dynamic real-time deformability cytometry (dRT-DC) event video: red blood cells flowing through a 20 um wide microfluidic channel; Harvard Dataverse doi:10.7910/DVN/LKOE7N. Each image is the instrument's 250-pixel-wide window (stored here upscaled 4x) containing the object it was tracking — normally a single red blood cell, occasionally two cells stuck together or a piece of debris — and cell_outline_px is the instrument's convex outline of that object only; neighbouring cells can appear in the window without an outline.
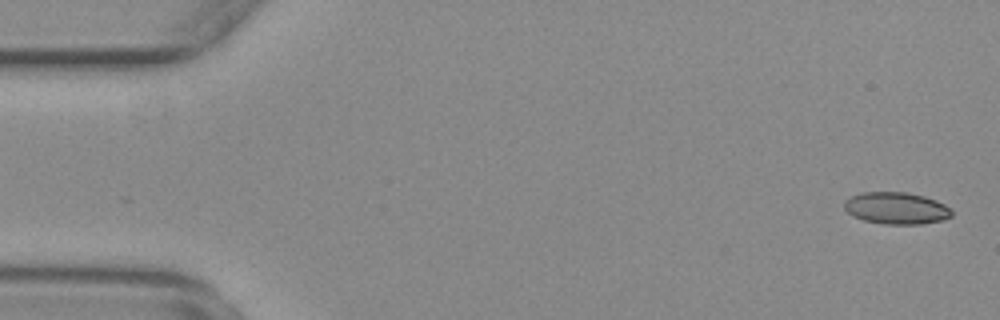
{"species": "common noctule bat (a hibernating species)", "species_latin": "Nyctalus noctula", "temperature_condition": "warm", "stored_images_in_passage": 55, "camera_frame_rate_fps": 3000, "um_per_image_px": 0.085, "animal": {"sex": "female", "body_mass_g": 29.2, "forearm_length_mm": 56.3}, "frame": {"image": 1, "passage_image": 2, "time_ms": 0.333, "image_size_px": [1000, 320], "cell_outline_px": [[952, 216], [944, 220], [920, 224], [884, 224], [864, 220], [852, 216], [844, 208], [844, 200], [860, 192], [908, 192], [924, 196], [936, 200], [944, 204], [952, 212]], "centroid_in_image_um": [76.17, 17.69], "position_along_channel_um": 8.8, "area_um2": 20.06}}
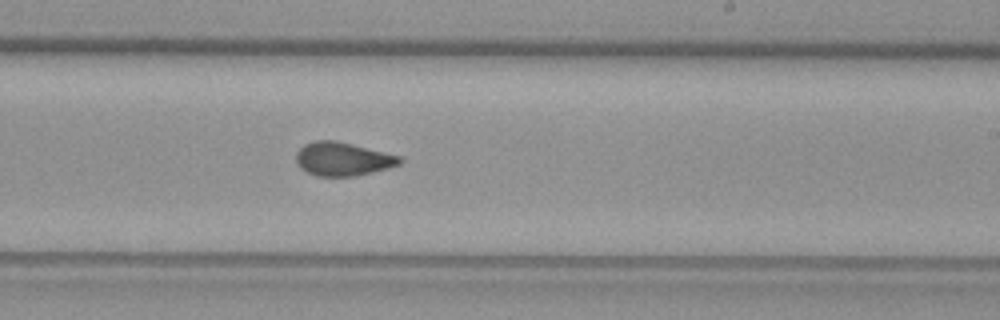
{"frame": {"image": 2, "passage_image": 33, "time_ms": 10.667, "image_size_px": [1000, 320], "cell_outline_px": [[404, 160], [400, 164], [388, 168], [372, 172], [352, 176], [316, 176], [300, 168], [296, 160], [296, 152], [304, 144], [316, 140], [336, 140], [400, 156]], "centroid_in_image_um": [29.12, 13.51], "position_along_channel_um": 259.9, "area_um2": 20.17}}
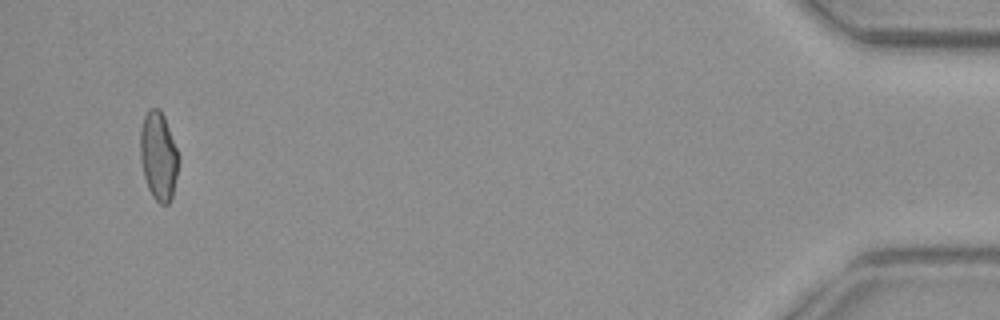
{"frame": {"image": 3, "passage_image": 53, "time_ms": 17.333, "image_size_px": [1000, 320], "cell_outline_px": [[180, 160], [172, 196], [168, 204], [160, 204], [152, 196], [148, 188], [144, 176], [140, 160], [140, 132], [144, 116], [148, 108], [160, 108], [164, 116], [180, 156]], "centroid_in_image_um": [13.48, 13.25], "position_along_channel_um": 421.7, "area_um2": 19.94}, "authors_computed_cell_mechanics": {"area_um2": 20.0566, "velocity_mm_per_s": 3.7534, "shape_relaxation_time_tau1_ms": null, "shape_relaxation_time_tau2_ms": 1.5815, "deformation_change_tau1": null, "deformation_change_tau2": 0.073}}